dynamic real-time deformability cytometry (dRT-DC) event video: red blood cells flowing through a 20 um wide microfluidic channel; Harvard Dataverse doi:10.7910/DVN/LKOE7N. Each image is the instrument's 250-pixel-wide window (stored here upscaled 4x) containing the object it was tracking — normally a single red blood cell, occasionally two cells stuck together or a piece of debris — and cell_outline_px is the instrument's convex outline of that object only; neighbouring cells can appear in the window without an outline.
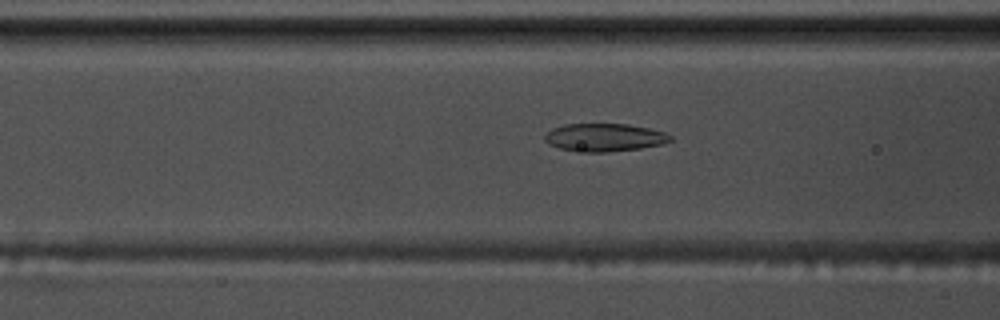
{"species": "common noctule bat (a hibernating species)", "species_latin": "Nyctalus noctula", "temperature_condition": "warm", "stored_images_in_passage": 52, "camera_frame_rate_fps": 3000, "um_per_image_px": 0.085, "animal": {"sex": "male", "body_mass_g": 17.5, "forearm_length_mm": 52.3}, "frame": {"image": 1, "passage_image": 22, "time_ms": 7.0, "image_size_px": [1000, 320], "cell_outline_px": [[672, 140], [664, 144], [640, 148], [608, 152], [588, 152], [560, 148], [548, 144], [544, 140], [544, 136], [552, 128], [564, 124], [628, 124], [648, 128], [664, 132], [672, 136]], "centroid_in_image_um": [51.38, 11.68], "position_along_channel_um": 115.2, "area_um2": 20.4}}
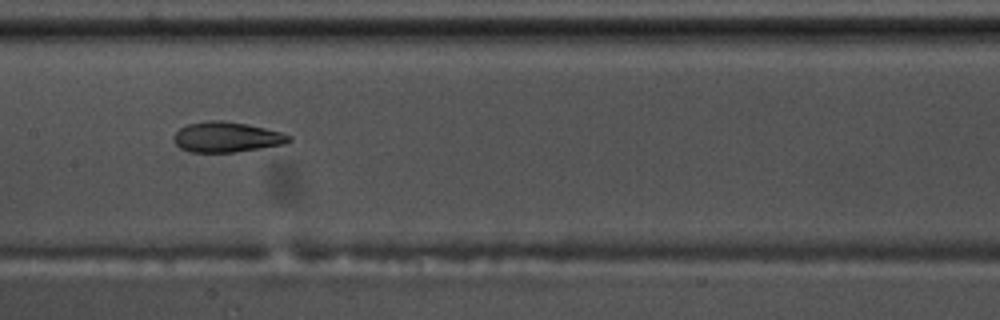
{"frame": {"image": 2, "passage_image": 28, "time_ms": 9.0, "image_size_px": [1000, 320], "cell_outline_px": [[292, 140], [284, 144], [260, 148], [232, 152], [192, 152], [180, 148], [172, 140], [172, 136], [180, 128], [188, 124], [208, 120], [224, 120], [248, 124], [280, 132], [292, 136]], "centroid_in_image_um": [19.24, 11.64], "position_along_channel_um": 188.2, "area_um2": 20.35}}
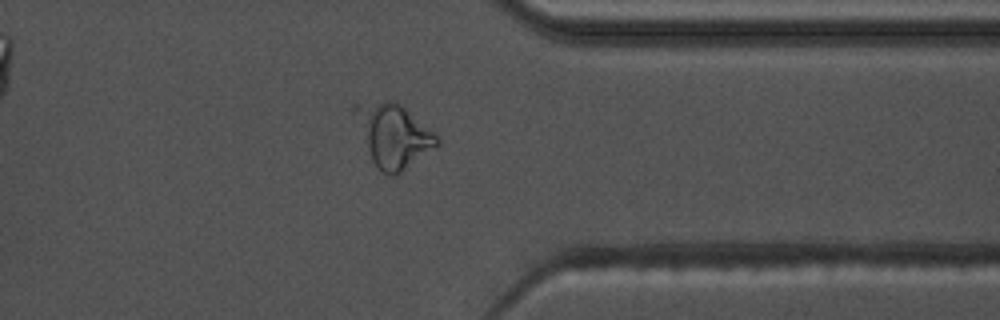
{"frame": {"image": 3, "passage_image": 44, "time_ms": 14.333, "image_size_px": [1000, 320], "cell_outline_px": [[440, 144], [396, 176], [388, 176], [380, 172], [372, 160], [352, 112], [352, 104], [384, 100], [392, 100], [400, 104], [432, 132], [440, 140]], "centroid_in_image_um": [33.39, 11.51], "position_along_channel_um": 378.0, "area_um2": 29.94}, "authors_computed_cell_mechanics": {"area_um2": 21.1837, "velocity_mm_per_s": 3.6536, "shape_relaxation_time_tau1_ms": null, "shape_relaxation_time_tau2_ms": 2.3841, "deformation_change_tau1": null, "deformation_change_tau2": 0.0911}}